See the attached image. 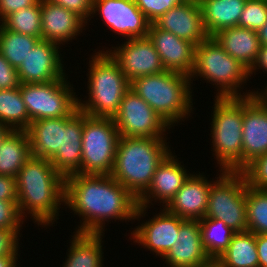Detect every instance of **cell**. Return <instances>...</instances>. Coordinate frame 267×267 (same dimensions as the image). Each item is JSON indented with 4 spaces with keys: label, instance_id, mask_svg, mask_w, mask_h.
<instances>
[{
    "label": "cell",
    "instance_id": "obj_1",
    "mask_svg": "<svg viewBox=\"0 0 267 267\" xmlns=\"http://www.w3.org/2000/svg\"><path fill=\"white\" fill-rule=\"evenodd\" d=\"M64 203L83 217L76 233H104L108 219L135 218L137 199L111 175L73 174L65 178Z\"/></svg>",
    "mask_w": 267,
    "mask_h": 267
},
{
    "label": "cell",
    "instance_id": "obj_2",
    "mask_svg": "<svg viewBox=\"0 0 267 267\" xmlns=\"http://www.w3.org/2000/svg\"><path fill=\"white\" fill-rule=\"evenodd\" d=\"M15 178L20 215L24 217L28 211L38 226L53 224L61 203H64L65 178L50 160L33 156Z\"/></svg>",
    "mask_w": 267,
    "mask_h": 267
},
{
    "label": "cell",
    "instance_id": "obj_3",
    "mask_svg": "<svg viewBox=\"0 0 267 267\" xmlns=\"http://www.w3.org/2000/svg\"><path fill=\"white\" fill-rule=\"evenodd\" d=\"M165 141V138L119 137L110 175L136 199L148 189L156 168L172 153Z\"/></svg>",
    "mask_w": 267,
    "mask_h": 267
},
{
    "label": "cell",
    "instance_id": "obj_4",
    "mask_svg": "<svg viewBox=\"0 0 267 267\" xmlns=\"http://www.w3.org/2000/svg\"><path fill=\"white\" fill-rule=\"evenodd\" d=\"M191 81L186 74L165 70L133 79L130 89L172 127L191 113Z\"/></svg>",
    "mask_w": 267,
    "mask_h": 267
},
{
    "label": "cell",
    "instance_id": "obj_5",
    "mask_svg": "<svg viewBox=\"0 0 267 267\" xmlns=\"http://www.w3.org/2000/svg\"><path fill=\"white\" fill-rule=\"evenodd\" d=\"M89 63V99L85 103L78 100V109L93 117L113 118L130 81L107 51L97 52Z\"/></svg>",
    "mask_w": 267,
    "mask_h": 267
},
{
    "label": "cell",
    "instance_id": "obj_6",
    "mask_svg": "<svg viewBox=\"0 0 267 267\" xmlns=\"http://www.w3.org/2000/svg\"><path fill=\"white\" fill-rule=\"evenodd\" d=\"M211 134L213 151L223 171L243 169V97H216Z\"/></svg>",
    "mask_w": 267,
    "mask_h": 267
},
{
    "label": "cell",
    "instance_id": "obj_7",
    "mask_svg": "<svg viewBox=\"0 0 267 267\" xmlns=\"http://www.w3.org/2000/svg\"><path fill=\"white\" fill-rule=\"evenodd\" d=\"M194 75L219 85L215 98L250 97L255 93H238L237 89L249 78V70L227 54L213 37H208L195 47V63L190 79L195 78Z\"/></svg>",
    "mask_w": 267,
    "mask_h": 267
},
{
    "label": "cell",
    "instance_id": "obj_8",
    "mask_svg": "<svg viewBox=\"0 0 267 267\" xmlns=\"http://www.w3.org/2000/svg\"><path fill=\"white\" fill-rule=\"evenodd\" d=\"M119 137L113 118L93 117L85 113L81 168L76 174L110 175Z\"/></svg>",
    "mask_w": 267,
    "mask_h": 267
},
{
    "label": "cell",
    "instance_id": "obj_9",
    "mask_svg": "<svg viewBox=\"0 0 267 267\" xmlns=\"http://www.w3.org/2000/svg\"><path fill=\"white\" fill-rule=\"evenodd\" d=\"M220 173L219 180L210 185L205 217L223 221L235 232L248 231L245 177L238 171Z\"/></svg>",
    "mask_w": 267,
    "mask_h": 267
},
{
    "label": "cell",
    "instance_id": "obj_10",
    "mask_svg": "<svg viewBox=\"0 0 267 267\" xmlns=\"http://www.w3.org/2000/svg\"><path fill=\"white\" fill-rule=\"evenodd\" d=\"M66 81L63 77L47 83L20 84V93L30 123L35 120L71 116L78 110L79 99L72 92L73 87Z\"/></svg>",
    "mask_w": 267,
    "mask_h": 267
},
{
    "label": "cell",
    "instance_id": "obj_11",
    "mask_svg": "<svg viewBox=\"0 0 267 267\" xmlns=\"http://www.w3.org/2000/svg\"><path fill=\"white\" fill-rule=\"evenodd\" d=\"M113 120L120 137L163 139V132L170 129V126L131 89L122 98Z\"/></svg>",
    "mask_w": 267,
    "mask_h": 267
},
{
    "label": "cell",
    "instance_id": "obj_12",
    "mask_svg": "<svg viewBox=\"0 0 267 267\" xmlns=\"http://www.w3.org/2000/svg\"><path fill=\"white\" fill-rule=\"evenodd\" d=\"M96 11L113 32L128 40L148 36L151 23L134 0H93L92 13Z\"/></svg>",
    "mask_w": 267,
    "mask_h": 267
},
{
    "label": "cell",
    "instance_id": "obj_13",
    "mask_svg": "<svg viewBox=\"0 0 267 267\" xmlns=\"http://www.w3.org/2000/svg\"><path fill=\"white\" fill-rule=\"evenodd\" d=\"M108 54L116 61L126 78L131 82L141 76L165 71L161 58L149 37L133 38L115 47Z\"/></svg>",
    "mask_w": 267,
    "mask_h": 267
},
{
    "label": "cell",
    "instance_id": "obj_14",
    "mask_svg": "<svg viewBox=\"0 0 267 267\" xmlns=\"http://www.w3.org/2000/svg\"><path fill=\"white\" fill-rule=\"evenodd\" d=\"M174 157L176 156L170 153L156 168L148 189L137 199L136 219L143 215L153 198L154 200H162L161 202L167 206L177 191L192 175L188 174L178 159Z\"/></svg>",
    "mask_w": 267,
    "mask_h": 267
},
{
    "label": "cell",
    "instance_id": "obj_15",
    "mask_svg": "<svg viewBox=\"0 0 267 267\" xmlns=\"http://www.w3.org/2000/svg\"><path fill=\"white\" fill-rule=\"evenodd\" d=\"M59 44L40 39L17 69L21 83H47L65 77Z\"/></svg>",
    "mask_w": 267,
    "mask_h": 267
},
{
    "label": "cell",
    "instance_id": "obj_16",
    "mask_svg": "<svg viewBox=\"0 0 267 267\" xmlns=\"http://www.w3.org/2000/svg\"><path fill=\"white\" fill-rule=\"evenodd\" d=\"M148 37L153 42L165 70L191 76L195 63V44L159 29L154 23L150 24Z\"/></svg>",
    "mask_w": 267,
    "mask_h": 267
},
{
    "label": "cell",
    "instance_id": "obj_17",
    "mask_svg": "<svg viewBox=\"0 0 267 267\" xmlns=\"http://www.w3.org/2000/svg\"><path fill=\"white\" fill-rule=\"evenodd\" d=\"M163 258L170 267H207L213 263L203 246L199 220L181 222L179 235Z\"/></svg>",
    "mask_w": 267,
    "mask_h": 267
},
{
    "label": "cell",
    "instance_id": "obj_18",
    "mask_svg": "<svg viewBox=\"0 0 267 267\" xmlns=\"http://www.w3.org/2000/svg\"><path fill=\"white\" fill-rule=\"evenodd\" d=\"M154 24L162 30L188 40L196 46L205 41L207 35L199 1L186 0L160 16Z\"/></svg>",
    "mask_w": 267,
    "mask_h": 267
},
{
    "label": "cell",
    "instance_id": "obj_19",
    "mask_svg": "<svg viewBox=\"0 0 267 267\" xmlns=\"http://www.w3.org/2000/svg\"><path fill=\"white\" fill-rule=\"evenodd\" d=\"M243 168L267 152V107L255 96L243 97Z\"/></svg>",
    "mask_w": 267,
    "mask_h": 267
},
{
    "label": "cell",
    "instance_id": "obj_20",
    "mask_svg": "<svg viewBox=\"0 0 267 267\" xmlns=\"http://www.w3.org/2000/svg\"><path fill=\"white\" fill-rule=\"evenodd\" d=\"M163 209L162 212L155 215L150 221L142 223L131 233L132 238L135 239L134 242L140 243L144 248L147 247L160 257H164L172 248L177 235H179L180 224L184 220L169 213L165 208Z\"/></svg>",
    "mask_w": 267,
    "mask_h": 267
},
{
    "label": "cell",
    "instance_id": "obj_21",
    "mask_svg": "<svg viewBox=\"0 0 267 267\" xmlns=\"http://www.w3.org/2000/svg\"><path fill=\"white\" fill-rule=\"evenodd\" d=\"M84 119L85 113L79 109L71 116L63 117L62 150H58L50 162L64 178L81 168Z\"/></svg>",
    "mask_w": 267,
    "mask_h": 267
},
{
    "label": "cell",
    "instance_id": "obj_22",
    "mask_svg": "<svg viewBox=\"0 0 267 267\" xmlns=\"http://www.w3.org/2000/svg\"><path fill=\"white\" fill-rule=\"evenodd\" d=\"M211 181L203 175L192 174L164 208L171 214L187 220L205 217Z\"/></svg>",
    "mask_w": 267,
    "mask_h": 267
},
{
    "label": "cell",
    "instance_id": "obj_23",
    "mask_svg": "<svg viewBox=\"0 0 267 267\" xmlns=\"http://www.w3.org/2000/svg\"><path fill=\"white\" fill-rule=\"evenodd\" d=\"M86 22L76 13L41 0V39L63 44L76 37ZM63 42V43H62Z\"/></svg>",
    "mask_w": 267,
    "mask_h": 267
},
{
    "label": "cell",
    "instance_id": "obj_24",
    "mask_svg": "<svg viewBox=\"0 0 267 267\" xmlns=\"http://www.w3.org/2000/svg\"><path fill=\"white\" fill-rule=\"evenodd\" d=\"M212 37L227 54L248 70L252 68L261 47L257 31L236 26L222 29Z\"/></svg>",
    "mask_w": 267,
    "mask_h": 267
},
{
    "label": "cell",
    "instance_id": "obj_25",
    "mask_svg": "<svg viewBox=\"0 0 267 267\" xmlns=\"http://www.w3.org/2000/svg\"><path fill=\"white\" fill-rule=\"evenodd\" d=\"M31 156L51 160L62 150L63 117L35 120L26 129Z\"/></svg>",
    "mask_w": 267,
    "mask_h": 267
},
{
    "label": "cell",
    "instance_id": "obj_26",
    "mask_svg": "<svg viewBox=\"0 0 267 267\" xmlns=\"http://www.w3.org/2000/svg\"><path fill=\"white\" fill-rule=\"evenodd\" d=\"M247 0H199L203 25L209 37L225 28L238 26Z\"/></svg>",
    "mask_w": 267,
    "mask_h": 267
},
{
    "label": "cell",
    "instance_id": "obj_27",
    "mask_svg": "<svg viewBox=\"0 0 267 267\" xmlns=\"http://www.w3.org/2000/svg\"><path fill=\"white\" fill-rule=\"evenodd\" d=\"M31 157L26 130H12L0 144V175L16 177Z\"/></svg>",
    "mask_w": 267,
    "mask_h": 267
},
{
    "label": "cell",
    "instance_id": "obj_28",
    "mask_svg": "<svg viewBox=\"0 0 267 267\" xmlns=\"http://www.w3.org/2000/svg\"><path fill=\"white\" fill-rule=\"evenodd\" d=\"M103 234L75 233L63 267H103Z\"/></svg>",
    "mask_w": 267,
    "mask_h": 267
},
{
    "label": "cell",
    "instance_id": "obj_29",
    "mask_svg": "<svg viewBox=\"0 0 267 267\" xmlns=\"http://www.w3.org/2000/svg\"><path fill=\"white\" fill-rule=\"evenodd\" d=\"M219 267H259L256 235L235 232L227 250L215 261Z\"/></svg>",
    "mask_w": 267,
    "mask_h": 267
},
{
    "label": "cell",
    "instance_id": "obj_30",
    "mask_svg": "<svg viewBox=\"0 0 267 267\" xmlns=\"http://www.w3.org/2000/svg\"><path fill=\"white\" fill-rule=\"evenodd\" d=\"M199 223L204 249L215 262L227 250L235 231L214 218L203 217Z\"/></svg>",
    "mask_w": 267,
    "mask_h": 267
},
{
    "label": "cell",
    "instance_id": "obj_31",
    "mask_svg": "<svg viewBox=\"0 0 267 267\" xmlns=\"http://www.w3.org/2000/svg\"><path fill=\"white\" fill-rule=\"evenodd\" d=\"M0 122L12 130H26L30 118L20 93V86L11 89H0Z\"/></svg>",
    "mask_w": 267,
    "mask_h": 267
},
{
    "label": "cell",
    "instance_id": "obj_32",
    "mask_svg": "<svg viewBox=\"0 0 267 267\" xmlns=\"http://www.w3.org/2000/svg\"><path fill=\"white\" fill-rule=\"evenodd\" d=\"M39 40L38 37L16 33L0 25V53L16 69Z\"/></svg>",
    "mask_w": 267,
    "mask_h": 267
},
{
    "label": "cell",
    "instance_id": "obj_33",
    "mask_svg": "<svg viewBox=\"0 0 267 267\" xmlns=\"http://www.w3.org/2000/svg\"><path fill=\"white\" fill-rule=\"evenodd\" d=\"M1 24L10 31L41 39V0L8 15Z\"/></svg>",
    "mask_w": 267,
    "mask_h": 267
},
{
    "label": "cell",
    "instance_id": "obj_34",
    "mask_svg": "<svg viewBox=\"0 0 267 267\" xmlns=\"http://www.w3.org/2000/svg\"><path fill=\"white\" fill-rule=\"evenodd\" d=\"M246 216L248 231L267 234V189L247 186Z\"/></svg>",
    "mask_w": 267,
    "mask_h": 267
},
{
    "label": "cell",
    "instance_id": "obj_35",
    "mask_svg": "<svg viewBox=\"0 0 267 267\" xmlns=\"http://www.w3.org/2000/svg\"><path fill=\"white\" fill-rule=\"evenodd\" d=\"M267 21V0H247L238 27L258 31Z\"/></svg>",
    "mask_w": 267,
    "mask_h": 267
},
{
    "label": "cell",
    "instance_id": "obj_36",
    "mask_svg": "<svg viewBox=\"0 0 267 267\" xmlns=\"http://www.w3.org/2000/svg\"><path fill=\"white\" fill-rule=\"evenodd\" d=\"M247 186L267 188V152L248 163L241 171Z\"/></svg>",
    "mask_w": 267,
    "mask_h": 267
},
{
    "label": "cell",
    "instance_id": "obj_37",
    "mask_svg": "<svg viewBox=\"0 0 267 267\" xmlns=\"http://www.w3.org/2000/svg\"><path fill=\"white\" fill-rule=\"evenodd\" d=\"M184 1L186 0H134L151 24L169 9L182 4Z\"/></svg>",
    "mask_w": 267,
    "mask_h": 267
},
{
    "label": "cell",
    "instance_id": "obj_38",
    "mask_svg": "<svg viewBox=\"0 0 267 267\" xmlns=\"http://www.w3.org/2000/svg\"><path fill=\"white\" fill-rule=\"evenodd\" d=\"M22 218L17 202L0 200V229L14 230L19 234Z\"/></svg>",
    "mask_w": 267,
    "mask_h": 267
},
{
    "label": "cell",
    "instance_id": "obj_39",
    "mask_svg": "<svg viewBox=\"0 0 267 267\" xmlns=\"http://www.w3.org/2000/svg\"><path fill=\"white\" fill-rule=\"evenodd\" d=\"M20 84L17 69L0 53V89L17 88Z\"/></svg>",
    "mask_w": 267,
    "mask_h": 267
},
{
    "label": "cell",
    "instance_id": "obj_40",
    "mask_svg": "<svg viewBox=\"0 0 267 267\" xmlns=\"http://www.w3.org/2000/svg\"><path fill=\"white\" fill-rule=\"evenodd\" d=\"M54 4L60 5L71 12L76 13L86 23L89 16L92 14L93 0H47Z\"/></svg>",
    "mask_w": 267,
    "mask_h": 267
},
{
    "label": "cell",
    "instance_id": "obj_41",
    "mask_svg": "<svg viewBox=\"0 0 267 267\" xmlns=\"http://www.w3.org/2000/svg\"><path fill=\"white\" fill-rule=\"evenodd\" d=\"M18 240L14 230L0 229V256L18 255Z\"/></svg>",
    "mask_w": 267,
    "mask_h": 267
},
{
    "label": "cell",
    "instance_id": "obj_42",
    "mask_svg": "<svg viewBox=\"0 0 267 267\" xmlns=\"http://www.w3.org/2000/svg\"><path fill=\"white\" fill-rule=\"evenodd\" d=\"M39 0H0V20L26 7L34 6Z\"/></svg>",
    "mask_w": 267,
    "mask_h": 267
},
{
    "label": "cell",
    "instance_id": "obj_43",
    "mask_svg": "<svg viewBox=\"0 0 267 267\" xmlns=\"http://www.w3.org/2000/svg\"><path fill=\"white\" fill-rule=\"evenodd\" d=\"M0 200L17 202L15 177L0 175Z\"/></svg>",
    "mask_w": 267,
    "mask_h": 267
},
{
    "label": "cell",
    "instance_id": "obj_44",
    "mask_svg": "<svg viewBox=\"0 0 267 267\" xmlns=\"http://www.w3.org/2000/svg\"><path fill=\"white\" fill-rule=\"evenodd\" d=\"M259 267H267V234H256Z\"/></svg>",
    "mask_w": 267,
    "mask_h": 267
},
{
    "label": "cell",
    "instance_id": "obj_45",
    "mask_svg": "<svg viewBox=\"0 0 267 267\" xmlns=\"http://www.w3.org/2000/svg\"><path fill=\"white\" fill-rule=\"evenodd\" d=\"M257 66L260 69L263 68L262 70L267 72V45H261L257 59L252 68L249 70V76L250 74L252 75L256 69H259Z\"/></svg>",
    "mask_w": 267,
    "mask_h": 267
},
{
    "label": "cell",
    "instance_id": "obj_46",
    "mask_svg": "<svg viewBox=\"0 0 267 267\" xmlns=\"http://www.w3.org/2000/svg\"><path fill=\"white\" fill-rule=\"evenodd\" d=\"M17 255L0 256V267H16Z\"/></svg>",
    "mask_w": 267,
    "mask_h": 267
},
{
    "label": "cell",
    "instance_id": "obj_47",
    "mask_svg": "<svg viewBox=\"0 0 267 267\" xmlns=\"http://www.w3.org/2000/svg\"><path fill=\"white\" fill-rule=\"evenodd\" d=\"M258 38L261 45H267V21L265 24L257 31Z\"/></svg>",
    "mask_w": 267,
    "mask_h": 267
},
{
    "label": "cell",
    "instance_id": "obj_48",
    "mask_svg": "<svg viewBox=\"0 0 267 267\" xmlns=\"http://www.w3.org/2000/svg\"><path fill=\"white\" fill-rule=\"evenodd\" d=\"M12 131V129L0 122V144L7 137V135Z\"/></svg>",
    "mask_w": 267,
    "mask_h": 267
},
{
    "label": "cell",
    "instance_id": "obj_49",
    "mask_svg": "<svg viewBox=\"0 0 267 267\" xmlns=\"http://www.w3.org/2000/svg\"><path fill=\"white\" fill-rule=\"evenodd\" d=\"M265 91H261V93L258 91L254 93V95L267 107V87H265ZM263 93V94H262ZM265 95V96H264Z\"/></svg>",
    "mask_w": 267,
    "mask_h": 267
},
{
    "label": "cell",
    "instance_id": "obj_50",
    "mask_svg": "<svg viewBox=\"0 0 267 267\" xmlns=\"http://www.w3.org/2000/svg\"><path fill=\"white\" fill-rule=\"evenodd\" d=\"M207 267H219V266L215 262H213L211 265H209Z\"/></svg>",
    "mask_w": 267,
    "mask_h": 267
}]
</instances>
